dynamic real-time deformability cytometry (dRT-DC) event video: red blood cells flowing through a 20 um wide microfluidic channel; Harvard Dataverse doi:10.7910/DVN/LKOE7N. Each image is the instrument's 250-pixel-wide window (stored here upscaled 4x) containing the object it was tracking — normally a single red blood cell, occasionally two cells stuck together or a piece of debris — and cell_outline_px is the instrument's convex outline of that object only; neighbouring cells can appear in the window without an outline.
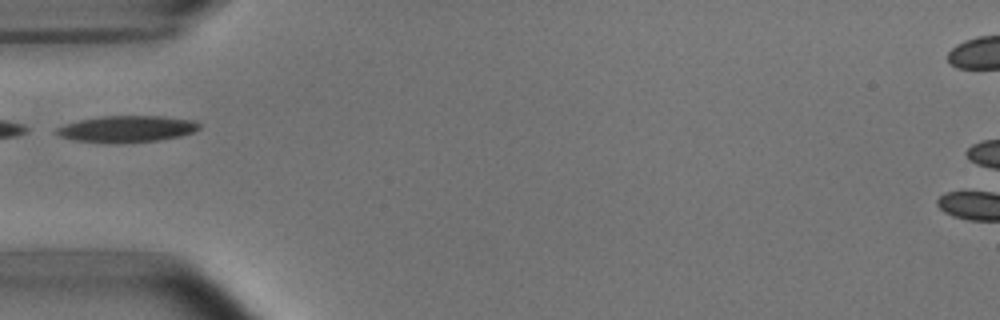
{"species": "common noctule bat (a hibernating species)", "species_latin": "Nyctalus noctula", "temperature_condition": "room temperature", "stored_images_in_passage": 3, "camera_frame_rate_fps": 3000, "um_per_image_px": 0.085, "animal": {"sex": "male", "body_mass_g": 15.6}, "frame": {"image": 1, "passage_image": 3, "time_ms": 2.333, "image_size_px": [1000, 320], "cell_outline_px": [[200, 128], [192, 132], [180, 136], [160, 140], [72, 140], [60, 136], [52, 132], [56, 128], [64, 124], [80, 120], [100, 116], [160, 116], [196, 120], [200, 124]], "centroid_in_image_um": [10.8, 10.9], "position_along_channel_um": 74.2, "area_um2": 21.1}}